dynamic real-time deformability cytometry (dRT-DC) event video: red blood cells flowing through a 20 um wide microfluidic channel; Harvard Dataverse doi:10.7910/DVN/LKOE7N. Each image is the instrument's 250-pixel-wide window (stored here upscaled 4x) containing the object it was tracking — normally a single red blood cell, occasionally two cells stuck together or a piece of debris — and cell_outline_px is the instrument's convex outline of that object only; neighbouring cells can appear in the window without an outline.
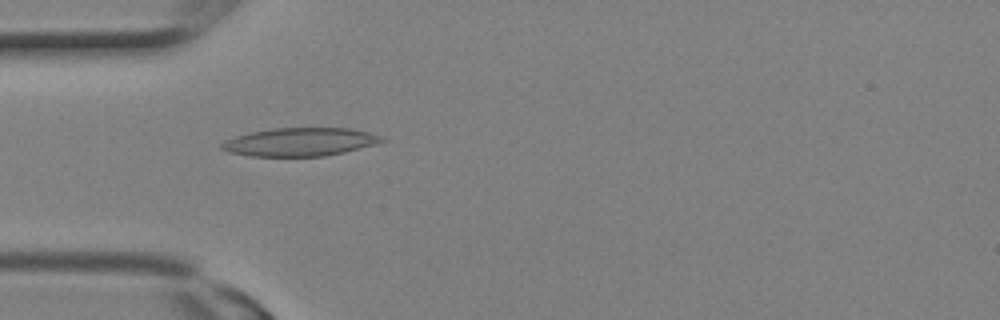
{"species": "Egyptian fruit bat (a non-hibernating species)", "species_latin": "Rousettus aegyptiacus", "temperature_condition": "room temperature", "stored_images_in_passage": 1, "camera_frame_rate_fps": 3000, "um_per_image_px": 0.085, "animal": {"sex": "female"}, "frame": {"image": 1, "passage_image": 1, "time_ms": 0.0, "image_size_px": [1000, 320], "cell_outline_px": [[388, 140], [376, 144], [344, 152], [324, 156], [248, 156], [228, 152], [220, 148], [220, 144], [224, 140], [248, 132], [272, 128], [348, 128], [368, 132], [380, 136]], "centroid_in_image_um": [25.46, 12.06], "position_along_channel_um": 59.5, "area_um2": 26.47}}